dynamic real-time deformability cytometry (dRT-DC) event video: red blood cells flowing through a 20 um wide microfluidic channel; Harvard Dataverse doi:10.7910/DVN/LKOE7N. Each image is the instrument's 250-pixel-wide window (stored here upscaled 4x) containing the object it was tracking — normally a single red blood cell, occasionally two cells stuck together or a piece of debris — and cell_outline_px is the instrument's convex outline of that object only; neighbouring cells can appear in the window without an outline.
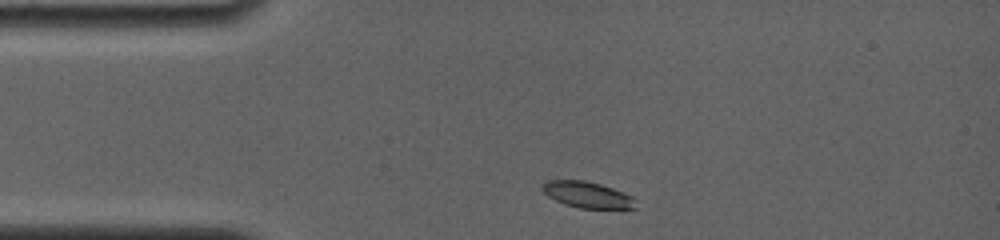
{"species": "common noctule bat (a hibernating species)", "species_latin": "Nyctalus noctula", "temperature_condition": "room temperature", "stored_images_in_passage": 7, "camera_frame_rate_fps": 4000, "um_per_image_px": 0.085, "animal": {"sex": "female", "body_mass_g": 19.0, "forearm_length_mm": 56.7}, "frame": {"image": 1, "passage_image": 1, "time_ms": 0.0, "image_size_px": [1000, 240], "cell_outline_px": [[636, 208], [580, 208], [564, 204], [548, 196], [544, 192], [544, 180], [584, 180], [600, 184], [624, 192], [632, 196], [636, 200]], "centroid_in_image_um": [49.95, 16.55], "position_along_channel_um": 35.0, "area_um2": 14.1}}
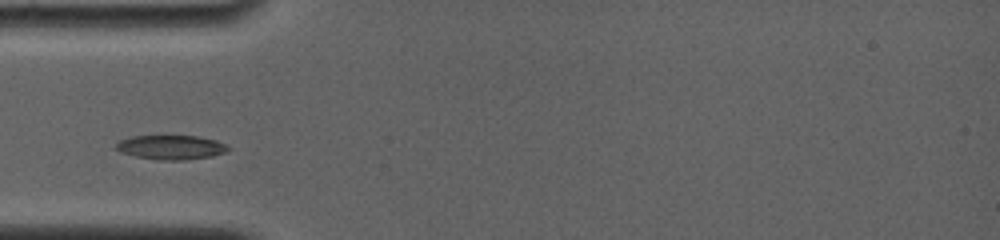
{"frame": {"image": 2, "passage_image": 4, "time_ms": 1.75, "image_size_px": [1000, 240], "cell_outline_px": [[232, 148], [224, 152], [212, 156], [184, 160], [160, 160], [136, 156], [120, 152], [116, 148], [116, 144], [120, 140], [132, 136], [200, 136], [216, 140]], "centroid_in_image_um": [14.55, 12.52], "position_along_channel_um": 70.5, "area_um2": 15.78}}
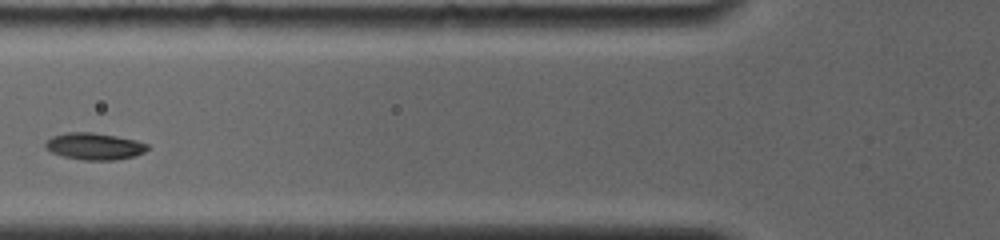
{"frame": {"image": 3, "passage_image": 6, "time_ms": 3.0, "image_size_px": [1000, 240], "cell_outline_px": [[148, 148], [144, 152], [136, 156], [116, 160], [84, 160], [64, 156], [52, 152], [44, 148], [44, 144], [52, 136], [68, 132], [92, 132], [116, 136], [136, 140], [148, 144]], "centroid_in_image_um": [8.03, 12.43], "position_along_channel_um": 117.8, "area_um2": 15.95}}